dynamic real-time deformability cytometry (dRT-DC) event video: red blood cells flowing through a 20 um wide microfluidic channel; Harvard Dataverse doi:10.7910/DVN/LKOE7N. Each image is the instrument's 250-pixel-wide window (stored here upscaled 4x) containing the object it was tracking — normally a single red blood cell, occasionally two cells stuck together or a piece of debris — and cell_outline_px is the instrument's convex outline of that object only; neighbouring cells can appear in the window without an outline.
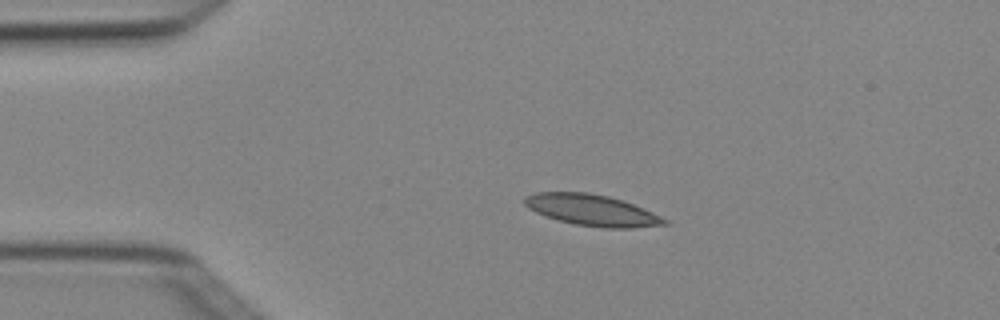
{"species": "Egyptian fruit bat (a non-hibernating species)", "species_latin": "Rousettus aegyptiacus", "temperature_condition": "cold", "stored_images_in_passage": 3, "camera_frame_rate_fps": 3000, "um_per_image_px": 0.085, "animal": {"sex": "female"}, "frame": {"image": 1, "passage_image": 2, "time_ms": 0.333, "image_size_px": [1000, 320], "cell_outline_px": [[672, 224], [632, 228], [604, 228], [576, 224], [560, 220], [536, 212], [528, 208], [524, 204], [524, 196], [536, 192], [588, 192], [608, 196], [624, 200], [644, 208], [668, 220]], "centroid_in_image_um": [50.36, 17.86], "position_along_channel_um": 34.6, "area_um2": 25.49}}